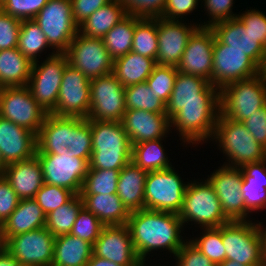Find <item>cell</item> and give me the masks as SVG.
Listing matches in <instances>:
<instances>
[{"label":"cell","mask_w":266,"mask_h":266,"mask_svg":"<svg viewBox=\"0 0 266 266\" xmlns=\"http://www.w3.org/2000/svg\"><path fill=\"white\" fill-rule=\"evenodd\" d=\"M127 226L139 258L161 248L175 256L185 242L180 235L183 224L176 213L144 208L131 212Z\"/></svg>","instance_id":"obj_1"},{"label":"cell","mask_w":266,"mask_h":266,"mask_svg":"<svg viewBox=\"0 0 266 266\" xmlns=\"http://www.w3.org/2000/svg\"><path fill=\"white\" fill-rule=\"evenodd\" d=\"M36 154H58L90 161V119L49 113L37 134Z\"/></svg>","instance_id":"obj_2"},{"label":"cell","mask_w":266,"mask_h":266,"mask_svg":"<svg viewBox=\"0 0 266 266\" xmlns=\"http://www.w3.org/2000/svg\"><path fill=\"white\" fill-rule=\"evenodd\" d=\"M92 154L89 169L121 170L132 158L131 141L122 122L90 120Z\"/></svg>","instance_id":"obj_3"},{"label":"cell","mask_w":266,"mask_h":266,"mask_svg":"<svg viewBox=\"0 0 266 266\" xmlns=\"http://www.w3.org/2000/svg\"><path fill=\"white\" fill-rule=\"evenodd\" d=\"M226 260L247 266H266L261 223L230 221L221 225Z\"/></svg>","instance_id":"obj_4"},{"label":"cell","mask_w":266,"mask_h":266,"mask_svg":"<svg viewBox=\"0 0 266 266\" xmlns=\"http://www.w3.org/2000/svg\"><path fill=\"white\" fill-rule=\"evenodd\" d=\"M213 140L229 159L226 166L241 168L243 165L266 159V148L256 142L242 122L218 115ZM231 161V163H230Z\"/></svg>","instance_id":"obj_5"},{"label":"cell","mask_w":266,"mask_h":266,"mask_svg":"<svg viewBox=\"0 0 266 266\" xmlns=\"http://www.w3.org/2000/svg\"><path fill=\"white\" fill-rule=\"evenodd\" d=\"M266 104V84L256 75L235 81L220 89V113L243 122Z\"/></svg>","instance_id":"obj_6"},{"label":"cell","mask_w":266,"mask_h":266,"mask_svg":"<svg viewBox=\"0 0 266 266\" xmlns=\"http://www.w3.org/2000/svg\"><path fill=\"white\" fill-rule=\"evenodd\" d=\"M182 224L193 221L204 228H217L230 220L224 215L220 201L209 180L187 184L179 213Z\"/></svg>","instance_id":"obj_7"},{"label":"cell","mask_w":266,"mask_h":266,"mask_svg":"<svg viewBox=\"0 0 266 266\" xmlns=\"http://www.w3.org/2000/svg\"><path fill=\"white\" fill-rule=\"evenodd\" d=\"M186 187L173 167L150 171L145 180L144 208L179 214Z\"/></svg>","instance_id":"obj_8"},{"label":"cell","mask_w":266,"mask_h":266,"mask_svg":"<svg viewBox=\"0 0 266 266\" xmlns=\"http://www.w3.org/2000/svg\"><path fill=\"white\" fill-rule=\"evenodd\" d=\"M56 53H65L79 26L72 14L71 0H49L33 18Z\"/></svg>","instance_id":"obj_9"},{"label":"cell","mask_w":266,"mask_h":266,"mask_svg":"<svg viewBox=\"0 0 266 266\" xmlns=\"http://www.w3.org/2000/svg\"><path fill=\"white\" fill-rule=\"evenodd\" d=\"M42 64L33 62L27 87L35 101L49 114L56 108L62 76L68 59L65 53H52Z\"/></svg>","instance_id":"obj_10"},{"label":"cell","mask_w":266,"mask_h":266,"mask_svg":"<svg viewBox=\"0 0 266 266\" xmlns=\"http://www.w3.org/2000/svg\"><path fill=\"white\" fill-rule=\"evenodd\" d=\"M47 115L27 86L0 88V117L37 135Z\"/></svg>","instance_id":"obj_11"},{"label":"cell","mask_w":266,"mask_h":266,"mask_svg":"<svg viewBox=\"0 0 266 266\" xmlns=\"http://www.w3.org/2000/svg\"><path fill=\"white\" fill-rule=\"evenodd\" d=\"M90 110L87 119L121 122L126 112L125 87L111 73L90 79Z\"/></svg>","instance_id":"obj_12"},{"label":"cell","mask_w":266,"mask_h":266,"mask_svg":"<svg viewBox=\"0 0 266 266\" xmlns=\"http://www.w3.org/2000/svg\"><path fill=\"white\" fill-rule=\"evenodd\" d=\"M65 54L68 63L89 79L113 73L114 60L110 57L102 39L88 37L78 32Z\"/></svg>","instance_id":"obj_13"},{"label":"cell","mask_w":266,"mask_h":266,"mask_svg":"<svg viewBox=\"0 0 266 266\" xmlns=\"http://www.w3.org/2000/svg\"><path fill=\"white\" fill-rule=\"evenodd\" d=\"M220 104L183 105L170 119V127L175 126L183 142L195 144L213 137Z\"/></svg>","instance_id":"obj_14"},{"label":"cell","mask_w":266,"mask_h":266,"mask_svg":"<svg viewBox=\"0 0 266 266\" xmlns=\"http://www.w3.org/2000/svg\"><path fill=\"white\" fill-rule=\"evenodd\" d=\"M55 236L46 228H40L10 237L3 247L22 266H52Z\"/></svg>","instance_id":"obj_15"},{"label":"cell","mask_w":266,"mask_h":266,"mask_svg":"<svg viewBox=\"0 0 266 266\" xmlns=\"http://www.w3.org/2000/svg\"><path fill=\"white\" fill-rule=\"evenodd\" d=\"M90 94V79L68 63L62 76L56 108L51 113L57 116L87 118Z\"/></svg>","instance_id":"obj_16"},{"label":"cell","mask_w":266,"mask_h":266,"mask_svg":"<svg viewBox=\"0 0 266 266\" xmlns=\"http://www.w3.org/2000/svg\"><path fill=\"white\" fill-rule=\"evenodd\" d=\"M42 166L44 183L80 194L89 170V161L58 154H36Z\"/></svg>","instance_id":"obj_17"},{"label":"cell","mask_w":266,"mask_h":266,"mask_svg":"<svg viewBox=\"0 0 266 266\" xmlns=\"http://www.w3.org/2000/svg\"><path fill=\"white\" fill-rule=\"evenodd\" d=\"M258 75V66L242 50L228 48L216 38L213 47L212 85L219 90L235 81Z\"/></svg>","instance_id":"obj_18"},{"label":"cell","mask_w":266,"mask_h":266,"mask_svg":"<svg viewBox=\"0 0 266 266\" xmlns=\"http://www.w3.org/2000/svg\"><path fill=\"white\" fill-rule=\"evenodd\" d=\"M192 104H220V90L202 77L178 71L166 115L171 119L183 105Z\"/></svg>","instance_id":"obj_19"},{"label":"cell","mask_w":266,"mask_h":266,"mask_svg":"<svg viewBox=\"0 0 266 266\" xmlns=\"http://www.w3.org/2000/svg\"><path fill=\"white\" fill-rule=\"evenodd\" d=\"M220 201L224 215L230 221H247L249 212L245 209L241 193L242 170L223 165L207 178Z\"/></svg>","instance_id":"obj_20"},{"label":"cell","mask_w":266,"mask_h":266,"mask_svg":"<svg viewBox=\"0 0 266 266\" xmlns=\"http://www.w3.org/2000/svg\"><path fill=\"white\" fill-rule=\"evenodd\" d=\"M214 42L215 35L210 27H199L189 38L177 70L202 77L212 84Z\"/></svg>","instance_id":"obj_21"},{"label":"cell","mask_w":266,"mask_h":266,"mask_svg":"<svg viewBox=\"0 0 266 266\" xmlns=\"http://www.w3.org/2000/svg\"><path fill=\"white\" fill-rule=\"evenodd\" d=\"M93 255L122 266H135L139 259L127 224L103 226L93 244Z\"/></svg>","instance_id":"obj_22"},{"label":"cell","mask_w":266,"mask_h":266,"mask_svg":"<svg viewBox=\"0 0 266 266\" xmlns=\"http://www.w3.org/2000/svg\"><path fill=\"white\" fill-rule=\"evenodd\" d=\"M190 25L187 26V24L185 25L180 21H168L160 17L157 18L159 46L155 59L156 64L177 67L189 38L200 27V24Z\"/></svg>","instance_id":"obj_23"},{"label":"cell","mask_w":266,"mask_h":266,"mask_svg":"<svg viewBox=\"0 0 266 266\" xmlns=\"http://www.w3.org/2000/svg\"><path fill=\"white\" fill-rule=\"evenodd\" d=\"M36 151V134L0 117V152L6 165L30 159Z\"/></svg>","instance_id":"obj_24"},{"label":"cell","mask_w":266,"mask_h":266,"mask_svg":"<svg viewBox=\"0 0 266 266\" xmlns=\"http://www.w3.org/2000/svg\"><path fill=\"white\" fill-rule=\"evenodd\" d=\"M121 122L132 146L162 139L170 131V119L166 114L146 110H126Z\"/></svg>","instance_id":"obj_25"},{"label":"cell","mask_w":266,"mask_h":266,"mask_svg":"<svg viewBox=\"0 0 266 266\" xmlns=\"http://www.w3.org/2000/svg\"><path fill=\"white\" fill-rule=\"evenodd\" d=\"M210 29L220 43L228 45V48L244 51L259 66L266 47L244 27L238 17L215 23Z\"/></svg>","instance_id":"obj_26"},{"label":"cell","mask_w":266,"mask_h":266,"mask_svg":"<svg viewBox=\"0 0 266 266\" xmlns=\"http://www.w3.org/2000/svg\"><path fill=\"white\" fill-rule=\"evenodd\" d=\"M4 178L20 200L33 199L44 184L42 166L38 157L8 164Z\"/></svg>","instance_id":"obj_27"},{"label":"cell","mask_w":266,"mask_h":266,"mask_svg":"<svg viewBox=\"0 0 266 266\" xmlns=\"http://www.w3.org/2000/svg\"><path fill=\"white\" fill-rule=\"evenodd\" d=\"M46 214L34 199L20 200L14 212L0 225L3 244L12 236L45 227Z\"/></svg>","instance_id":"obj_28"},{"label":"cell","mask_w":266,"mask_h":266,"mask_svg":"<svg viewBox=\"0 0 266 266\" xmlns=\"http://www.w3.org/2000/svg\"><path fill=\"white\" fill-rule=\"evenodd\" d=\"M266 159L241 167V193L248 212L266 208Z\"/></svg>","instance_id":"obj_29"},{"label":"cell","mask_w":266,"mask_h":266,"mask_svg":"<svg viewBox=\"0 0 266 266\" xmlns=\"http://www.w3.org/2000/svg\"><path fill=\"white\" fill-rule=\"evenodd\" d=\"M147 173L133 161L126 164L119 172L117 195L130 212L144 209Z\"/></svg>","instance_id":"obj_30"},{"label":"cell","mask_w":266,"mask_h":266,"mask_svg":"<svg viewBox=\"0 0 266 266\" xmlns=\"http://www.w3.org/2000/svg\"><path fill=\"white\" fill-rule=\"evenodd\" d=\"M80 196L83 206L92 212L104 226L127 224L131 212L123 204L117 193Z\"/></svg>","instance_id":"obj_31"},{"label":"cell","mask_w":266,"mask_h":266,"mask_svg":"<svg viewBox=\"0 0 266 266\" xmlns=\"http://www.w3.org/2000/svg\"><path fill=\"white\" fill-rule=\"evenodd\" d=\"M33 62L16 47L0 51V88L27 86Z\"/></svg>","instance_id":"obj_32"},{"label":"cell","mask_w":266,"mask_h":266,"mask_svg":"<svg viewBox=\"0 0 266 266\" xmlns=\"http://www.w3.org/2000/svg\"><path fill=\"white\" fill-rule=\"evenodd\" d=\"M93 246L71 234L55 237L52 266H87Z\"/></svg>","instance_id":"obj_33"},{"label":"cell","mask_w":266,"mask_h":266,"mask_svg":"<svg viewBox=\"0 0 266 266\" xmlns=\"http://www.w3.org/2000/svg\"><path fill=\"white\" fill-rule=\"evenodd\" d=\"M156 62L133 51L114 60L113 74L124 86L145 82L152 73Z\"/></svg>","instance_id":"obj_34"},{"label":"cell","mask_w":266,"mask_h":266,"mask_svg":"<svg viewBox=\"0 0 266 266\" xmlns=\"http://www.w3.org/2000/svg\"><path fill=\"white\" fill-rule=\"evenodd\" d=\"M127 14L125 7L118 0H112L91 14L79 26V33L88 37L102 39Z\"/></svg>","instance_id":"obj_35"},{"label":"cell","mask_w":266,"mask_h":266,"mask_svg":"<svg viewBox=\"0 0 266 266\" xmlns=\"http://www.w3.org/2000/svg\"><path fill=\"white\" fill-rule=\"evenodd\" d=\"M135 15L127 14L102 38L113 60L125 56L132 49Z\"/></svg>","instance_id":"obj_36"},{"label":"cell","mask_w":266,"mask_h":266,"mask_svg":"<svg viewBox=\"0 0 266 266\" xmlns=\"http://www.w3.org/2000/svg\"><path fill=\"white\" fill-rule=\"evenodd\" d=\"M161 140L144 141L133 145L131 161L147 172L172 167L161 145Z\"/></svg>","instance_id":"obj_37"},{"label":"cell","mask_w":266,"mask_h":266,"mask_svg":"<svg viewBox=\"0 0 266 266\" xmlns=\"http://www.w3.org/2000/svg\"><path fill=\"white\" fill-rule=\"evenodd\" d=\"M157 18L135 16V31L131 51L156 59L158 52Z\"/></svg>","instance_id":"obj_38"},{"label":"cell","mask_w":266,"mask_h":266,"mask_svg":"<svg viewBox=\"0 0 266 266\" xmlns=\"http://www.w3.org/2000/svg\"><path fill=\"white\" fill-rule=\"evenodd\" d=\"M82 207L83 201L80 194H75L67 203L46 215L45 227L55 237L70 234Z\"/></svg>","instance_id":"obj_39"},{"label":"cell","mask_w":266,"mask_h":266,"mask_svg":"<svg viewBox=\"0 0 266 266\" xmlns=\"http://www.w3.org/2000/svg\"><path fill=\"white\" fill-rule=\"evenodd\" d=\"M126 109L166 114V104L151 90L146 81L125 87Z\"/></svg>","instance_id":"obj_40"},{"label":"cell","mask_w":266,"mask_h":266,"mask_svg":"<svg viewBox=\"0 0 266 266\" xmlns=\"http://www.w3.org/2000/svg\"><path fill=\"white\" fill-rule=\"evenodd\" d=\"M47 47H50V45L46 36L34 19L22 20L17 48L23 55L32 62H39L37 53H41Z\"/></svg>","instance_id":"obj_41"},{"label":"cell","mask_w":266,"mask_h":266,"mask_svg":"<svg viewBox=\"0 0 266 266\" xmlns=\"http://www.w3.org/2000/svg\"><path fill=\"white\" fill-rule=\"evenodd\" d=\"M120 170L89 169L80 195L115 194Z\"/></svg>","instance_id":"obj_42"},{"label":"cell","mask_w":266,"mask_h":266,"mask_svg":"<svg viewBox=\"0 0 266 266\" xmlns=\"http://www.w3.org/2000/svg\"><path fill=\"white\" fill-rule=\"evenodd\" d=\"M211 262L218 266L226 260V251L221 238V226L205 228L200 238L190 240Z\"/></svg>","instance_id":"obj_43"},{"label":"cell","mask_w":266,"mask_h":266,"mask_svg":"<svg viewBox=\"0 0 266 266\" xmlns=\"http://www.w3.org/2000/svg\"><path fill=\"white\" fill-rule=\"evenodd\" d=\"M177 73L176 66L156 64L152 73L146 79L147 85L165 104L170 99Z\"/></svg>","instance_id":"obj_44"},{"label":"cell","mask_w":266,"mask_h":266,"mask_svg":"<svg viewBox=\"0 0 266 266\" xmlns=\"http://www.w3.org/2000/svg\"><path fill=\"white\" fill-rule=\"evenodd\" d=\"M103 226L101 221L83 206L78 212L70 234L83 239L93 246Z\"/></svg>","instance_id":"obj_45"},{"label":"cell","mask_w":266,"mask_h":266,"mask_svg":"<svg viewBox=\"0 0 266 266\" xmlns=\"http://www.w3.org/2000/svg\"><path fill=\"white\" fill-rule=\"evenodd\" d=\"M74 195L75 193L69 189L44 183L33 199L48 215L51 211L67 203Z\"/></svg>","instance_id":"obj_46"},{"label":"cell","mask_w":266,"mask_h":266,"mask_svg":"<svg viewBox=\"0 0 266 266\" xmlns=\"http://www.w3.org/2000/svg\"><path fill=\"white\" fill-rule=\"evenodd\" d=\"M49 0H0V9L17 19H33Z\"/></svg>","instance_id":"obj_47"},{"label":"cell","mask_w":266,"mask_h":266,"mask_svg":"<svg viewBox=\"0 0 266 266\" xmlns=\"http://www.w3.org/2000/svg\"><path fill=\"white\" fill-rule=\"evenodd\" d=\"M128 14L140 18H159L163 13L166 0H118Z\"/></svg>","instance_id":"obj_48"},{"label":"cell","mask_w":266,"mask_h":266,"mask_svg":"<svg viewBox=\"0 0 266 266\" xmlns=\"http://www.w3.org/2000/svg\"><path fill=\"white\" fill-rule=\"evenodd\" d=\"M20 27V19L0 9V51L17 47Z\"/></svg>","instance_id":"obj_49"},{"label":"cell","mask_w":266,"mask_h":266,"mask_svg":"<svg viewBox=\"0 0 266 266\" xmlns=\"http://www.w3.org/2000/svg\"><path fill=\"white\" fill-rule=\"evenodd\" d=\"M264 14L259 10L250 9L242 15L238 14V18L244 27L266 47V15Z\"/></svg>","instance_id":"obj_50"},{"label":"cell","mask_w":266,"mask_h":266,"mask_svg":"<svg viewBox=\"0 0 266 266\" xmlns=\"http://www.w3.org/2000/svg\"><path fill=\"white\" fill-rule=\"evenodd\" d=\"M205 9L211 16V20L204 22L200 27H211L215 23L231 20L232 18H237L238 15L232 13L233 0H203Z\"/></svg>","instance_id":"obj_51"},{"label":"cell","mask_w":266,"mask_h":266,"mask_svg":"<svg viewBox=\"0 0 266 266\" xmlns=\"http://www.w3.org/2000/svg\"><path fill=\"white\" fill-rule=\"evenodd\" d=\"M175 257L177 266H215L191 241L184 242Z\"/></svg>","instance_id":"obj_52"},{"label":"cell","mask_w":266,"mask_h":266,"mask_svg":"<svg viewBox=\"0 0 266 266\" xmlns=\"http://www.w3.org/2000/svg\"><path fill=\"white\" fill-rule=\"evenodd\" d=\"M19 201L9 182L0 178V225L14 212Z\"/></svg>","instance_id":"obj_53"},{"label":"cell","mask_w":266,"mask_h":266,"mask_svg":"<svg viewBox=\"0 0 266 266\" xmlns=\"http://www.w3.org/2000/svg\"><path fill=\"white\" fill-rule=\"evenodd\" d=\"M242 123L256 142L266 148V104Z\"/></svg>","instance_id":"obj_54"},{"label":"cell","mask_w":266,"mask_h":266,"mask_svg":"<svg viewBox=\"0 0 266 266\" xmlns=\"http://www.w3.org/2000/svg\"><path fill=\"white\" fill-rule=\"evenodd\" d=\"M111 1L112 0H71L72 14L75 23L80 26L91 14Z\"/></svg>","instance_id":"obj_55"},{"label":"cell","mask_w":266,"mask_h":266,"mask_svg":"<svg viewBox=\"0 0 266 266\" xmlns=\"http://www.w3.org/2000/svg\"><path fill=\"white\" fill-rule=\"evenodd\" d=\"M198 0H166L163 13L160 18L168 21H179L178 18L196 9Z\"/></svg>","instance_id":"obj_56"},{"label":"cell","mask_w":266,"mask_h":266,"mask_svg":"<svg viewBox=\"0 0 266 266\" xmlns=\"http://www.w3.org/2000/svg\"><path fill=\"white\" fill-rule=\"evenodd\" d=\"M0 266H22L21 263L4 247L0 249Z\"/></svg>","instance_id":"obj_57"},{"label":"cell","mask_w":266,"mask_h":266,"mask_svg":"<svg viewBox=\"0 0 266 266\" xmlns=\"http://www.w3.org/2000/svg\"><path fill=\"white\" fill-rule=\"evenodd\" d=\"M87 266H122V265H118L112 261L106 260L101 257H96L92 254L91 258L87 263Z\"/></svg>","instance_id":"obj_58"},{"label":"cell","mask_w":266,"mask_h":266,"mask_svg":"<svg viewBox=\"0 0 266 266\" xmlns=\"http://www.w3.org/2000/svg\"><path fill=\"white\" fill-rule=\"evenodd\" d=\"M258 75L263 80V82L266 84V49L263 53L261 62L258 66Z\"/></svg>","instance_id":"obj_59"},{"label":"cell","mask_w":266,"mask_h":266,"mask_svg":"<svg viewBox=\"0 0 266 266\" xmlns=\"http://www.w3.org/2000/svg\"><path fill=\"white\" fill-rule=\"evenodd\" d=\"M218 266H247V265H243V264L238 263V262L233 261V260H225L224 262H222Z\"/></svg>","instance_id":"obj_60"},{"label":"cell","mask_w":266,"mask_h":266,"mask_svg":"<svg viewBox=\"0 0 266 266\" xmlns=\"http://www.w3.org/2000/svg\"><path fill=\"white\" fill-rule=\"evenodd\" d=\"M6 166L7 165L4 163L2 154L0 152V178L4 177V171H5Z\"/></svg>","instance_id":"obj_61"},{"label":"cell","mask_w":266,"mask_h":266,"mask_svg":"<svg viewBox=\"0 0 266 266\" xmlns=\"http://www.w3.org/2000/svg\"><path fill=\"white\" fill-rule=\"evenodd\" d=\"M263 238H264V255H265V262H266V228L263 230V227L261 226Z\"/></svg>","instance_id":"obj_62"},{"label":"cell","mask_w":266,"mask_h":266,"mask_svg":"<svg viewBox=\"0 0 266 266\" xmlns=\"http://www.w3.org/2000/svg\"><path fill=\"white\" fill-rule=\"evenodd\" d=\"M145 258H139L135 264V266H145Z\"/></svg>","instance_id":"obj_63"},{"label":"cell","mask_w":266,"mask_h":266,"mask_svg":"<svg viewBox=\"0 0 266 266\" xmlns=\"http://www.w3.org/2000/svg\"><path fill=\"white\" fill-rule=\"evenodd\" d=\"M3 247V241H2V239H1V237H0V249Z\"/></svg>","instance_id":"obj_64"}]
</instances>
